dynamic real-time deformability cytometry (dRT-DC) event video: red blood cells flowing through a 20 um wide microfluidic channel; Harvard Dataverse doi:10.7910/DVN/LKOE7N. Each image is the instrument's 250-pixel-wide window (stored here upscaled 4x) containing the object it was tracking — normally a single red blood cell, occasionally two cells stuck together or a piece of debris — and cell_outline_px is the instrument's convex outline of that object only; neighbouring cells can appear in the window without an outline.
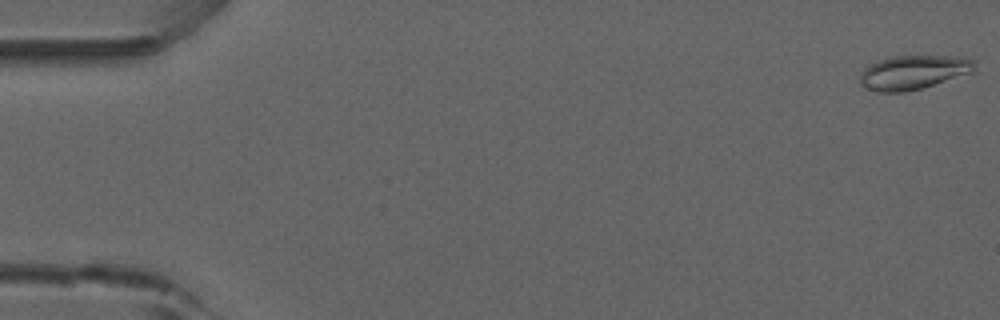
{"species": "common noctule bat (a hibernating species)", "species_latin": "Nyctalus noctula", "temperature_condition": "room temperature", "stored_images_in_passage": 53, "camera_frame_rate_fps": 3000, "um_per_image_px": 0.085, "animal": {"sex": "male", "forearm_length_mm": 52.5}, "frame": {"image": 1, "passage_image": 1, "time_ms": 0.0, "image_size_px": [1000, 320], "cell_outline_px": [[976, 72], [920, 88], [904, 92], [876, 92], [860, 84], [860, 76], [864, 68], [868, 64], [888, 56], [964, 56], [972, 60]], "centroid_in_image_um": [77.63, 6.13], "position_along_channel_um": 7.4, "area_um2": 22.89}}
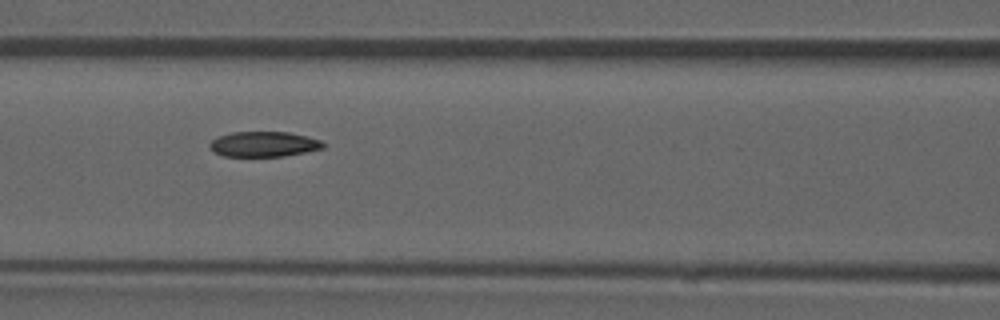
{"frame": {"image": 2, "passage_image": 23, "time_ms": 7.333, "image_size_px": [1000, 320], "cell_outline_px": [[324, 148], [284, 156], [224, 156], [216, 152], [208, 144], [216, 136], [232, 132], [288, 132], [308, 136], [320, 140], [324, 144]], "centroid_in_image_um": [22.42, 12.24], "position_along_channel_um": 144.2, "area_um2": 16.59}, "authors_computed_cell_mechanics": {"area_um2": 17.6868, "velocity_mm_per_s": 3.8867, "shape_relaxation_time_tau1_ms": 5.7638, "shape_relaxation_time_tau2_ms": 2.5534, "deformation_change_tau1": 0.1447, "deformation_change_tau2": 0.0623}}